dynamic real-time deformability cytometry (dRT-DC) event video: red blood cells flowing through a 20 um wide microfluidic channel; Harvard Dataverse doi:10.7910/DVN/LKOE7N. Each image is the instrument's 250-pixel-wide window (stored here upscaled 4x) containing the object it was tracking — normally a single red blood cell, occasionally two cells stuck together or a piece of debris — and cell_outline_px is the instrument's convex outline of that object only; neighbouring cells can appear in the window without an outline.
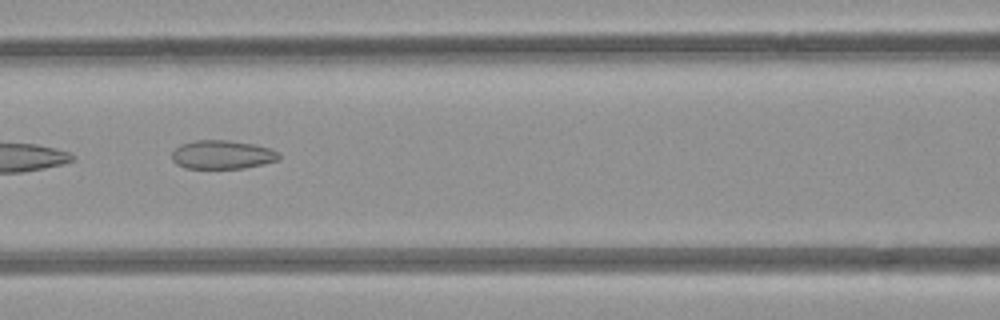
{"species": "common noctule bat (a hibernating species)", "species_latin": "Nyctalus noctula", "temperature_condition": "room temperature", "stored_images_in_passage": 8, "camera_frame_rate_fps": 3000, "um_per_image_px": 0.085, "animal": {"sex": "female", "body_mass_g": 21.9}, "frame": {"image": 1, "passage_image": 6, "time_ms": 6.667, "image_size_px": [1000, 320], "cell_outline_px": [[280, 156], [276, 160], [244, 168], [184, 168], [176, 164], [172, 160], [172, 152], [180, 144], [196, 140], [228, 140], [252, 144], [268, 148], [280, 152]], "centroid_in_image_um": [18.84, 13.14], "position_along_channel_um": 147.8, "area_um2": 17.74}}
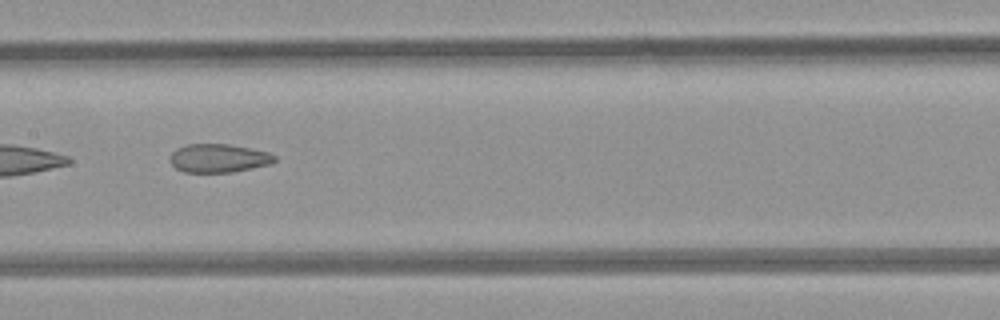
{"frame": {"image": 2, "passage_image": 7, "time_ms": 7.667, "image_size_px": [1000, 320], "cell_outline_px": [[276, 160], [272, 164], [232, 172], [184, 172], [176, 168], [168, 160], [172, 152], [176, 148], [188, 144], [228, 144], [268, 152], [276, 156]], "centroid_in_image_um": [18.57, 13.45], "position_along_channel_um": 188.8, "area_um2": 17.4}}
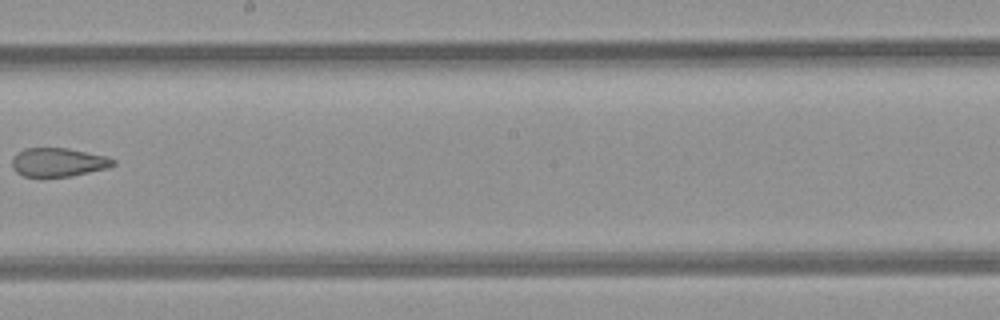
{"frame": {"image": 3, "passage_image": 8, "time_ms": 9.0, "image_size_px": [1000, 320], "cell_outline_px": [[116, 164], [108, 168], [72, 176], [40, 180], [24, 176], [16, 172], [12, 168], [12, 160], [24, 148], [68, 148], [108, 156], [116, 160]], "centroid_in_image_um": [4.96, 13.84], "position_along_channel_um": 243.2, "area_um2": 17.57}}